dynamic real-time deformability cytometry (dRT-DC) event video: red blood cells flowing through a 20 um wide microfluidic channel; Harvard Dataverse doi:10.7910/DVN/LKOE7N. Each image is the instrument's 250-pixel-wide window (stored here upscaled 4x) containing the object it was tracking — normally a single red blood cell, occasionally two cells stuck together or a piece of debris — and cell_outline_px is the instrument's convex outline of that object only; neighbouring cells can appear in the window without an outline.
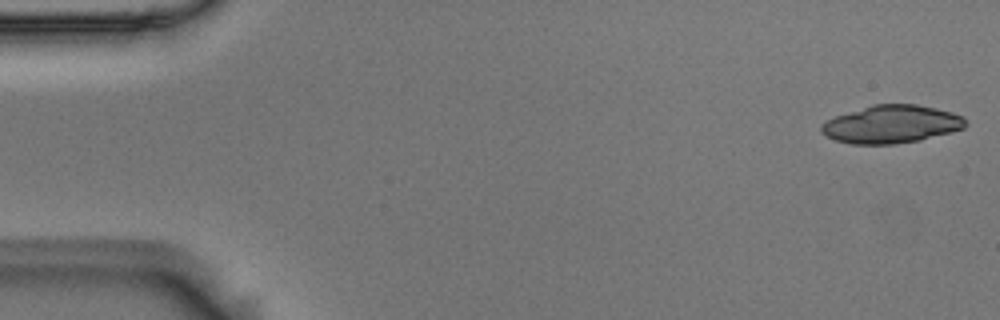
{"species": "Egyptian fruit bat (a non-hibernating species)", "species_latin": "Rousettus aegyptiacus", "temperature_condition": "room temperature", "stored_images_in_passage": 18, "camera_frame_rate_fps": 3000, "um_per_image_px": 0.085, "animal": {"sex": "male"}, "frame": {"image": 1, "passage_image": 1, "time_ms": 0.0, "image_size_px": [1000, 320], "cell_outline_px": [[968, 124], [964, 128], [952, 132], [920, 140], [892, 144], [852, 144], [836, 140], [820, 132], [820, 124], [836, 116], [872, 104], [916, 104], [936, 108], [952, 112], [964, 116]], "centroid_in_image_um": [75.8, 10.55], "position_along_channel_um": 9.2, "area_um2": 31.91}}